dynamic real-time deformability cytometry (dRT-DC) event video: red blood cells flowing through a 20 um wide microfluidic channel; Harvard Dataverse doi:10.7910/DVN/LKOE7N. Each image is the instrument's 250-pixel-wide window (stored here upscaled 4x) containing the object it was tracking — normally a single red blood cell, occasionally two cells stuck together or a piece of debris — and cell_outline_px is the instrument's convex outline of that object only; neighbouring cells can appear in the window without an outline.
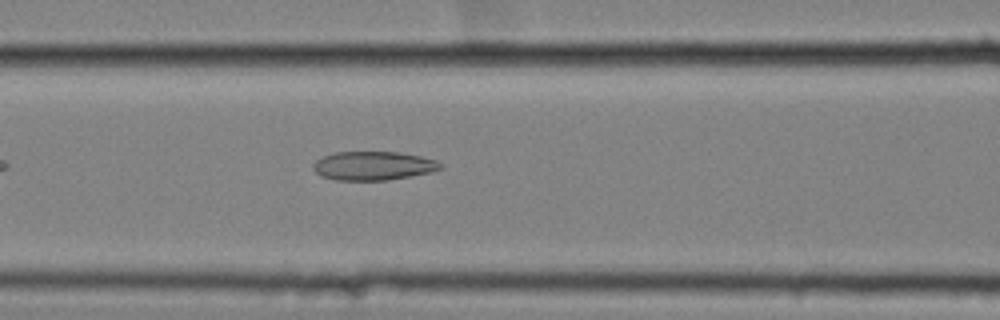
{"species": "common noctule bat (a hibernating species)", "species_latin": "Nyctalus noctula", "temperature_condition": "cold", "stored_images_in_passage": 13, "camera_frame_rate_fps": 3000, "um_per_image_px": 0.085, "animal": {"sex": "female", "body_mass_g": 25.1}, "frame": {"image": 1, "passage_image": 6, "time_ms": 1.667, "image_size_px": [1000, 320], "cell_outline_px": [[444, 168], [432, 172], [412, 176], [388, 180], [336, 180], [320, 176], [312, 168], [312, 164], [316, 160], [324, 156], [336, 152], [400, 152], [420, 156], [436, 160], [444, 164]], "centroid_in_image_um": [31.76, 14.09], "position_along_channel_um": 134.8, "area_um2": 21.56}}
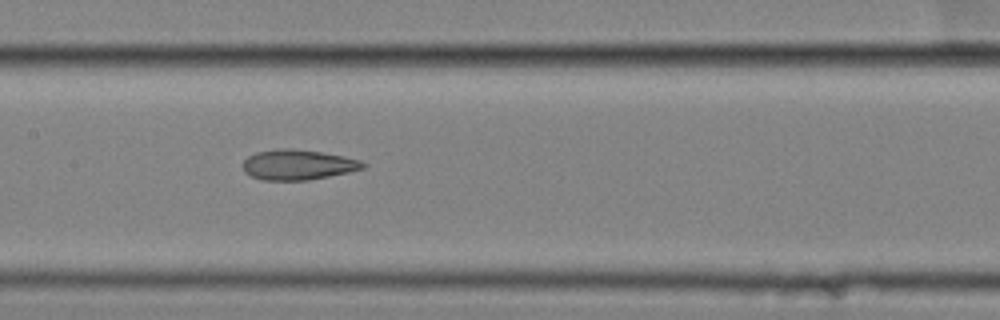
{"frame": {"image": 2, "passage_image": 10, "time_ms": 3.0, "image_size_px": [1000, 320], "cell_outline_px": [[368, 164], [364, 168], [348, 172], [308, 180], [260, 180], [244, 172], [244, 160], [248, 156], [256, 152], [276, 148], [292, 148], [320, 152], [344, 156], [360, 160]], "centroid_in_image_um": [25.32, 13.99], "position_along_channel_um": 182.1, "area_um2": 21.15}}